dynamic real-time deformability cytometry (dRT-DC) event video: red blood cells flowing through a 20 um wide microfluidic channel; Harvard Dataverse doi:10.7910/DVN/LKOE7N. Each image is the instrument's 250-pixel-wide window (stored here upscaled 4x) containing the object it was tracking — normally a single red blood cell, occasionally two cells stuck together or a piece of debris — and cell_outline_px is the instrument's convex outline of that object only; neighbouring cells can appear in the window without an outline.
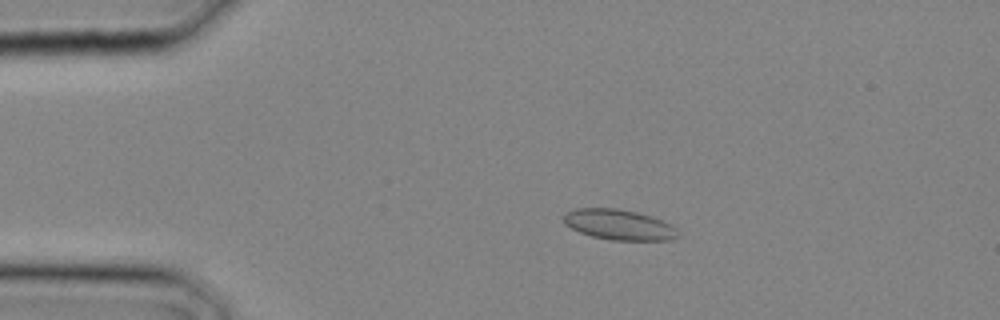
{"species": "common noctule bat (a hibernating species)", "species_latin": "Nyctalus noctula", "temperature_condition": "cold", "stored_images_in_passage": 1, "camera_frame_rate_fps": 3000, "um_per_image_px": 0.085, "animal": {"sex": "male", "body_mass_g": 20.4}, "frame": {"image": 1, "passage_image": 1, "time_ms": 0.0, "image_size_px": [1000, 320], "cell_outline_px": [[680, 236], [672, 240], [612, 240], [592, 236], [580, 232], [564, 224], [564, 216], [568, 212], [576, 208], [616, 208], [636, 212], [652, 216], [672, 224], [676, 228]], "centroid_in_image_um": [52.66, 19.1], "position_along_channel_um": 32.3, "area_um2": 20.29}}